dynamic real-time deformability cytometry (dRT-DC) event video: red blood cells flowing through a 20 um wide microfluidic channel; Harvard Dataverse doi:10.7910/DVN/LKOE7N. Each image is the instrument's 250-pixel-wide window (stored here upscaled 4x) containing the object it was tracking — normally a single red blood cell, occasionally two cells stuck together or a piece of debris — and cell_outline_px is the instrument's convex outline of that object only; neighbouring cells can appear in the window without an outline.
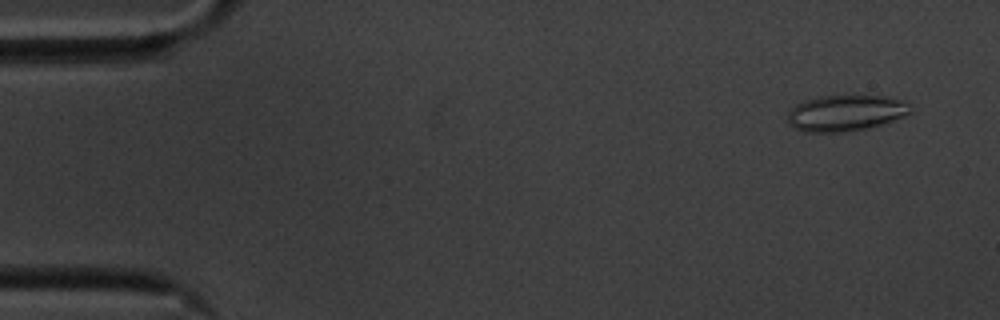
{"species": "common noctule bat (a hibernating species)", "species_latin": "Nyctalus noctula", "temperature_condition": "cold", "stored_images_in_passage": 56, "camera_frame_rate_fps": 3000, "um_per_image_px": 0.085, "animal": {"sex": "male", "body_mass_g": 20.1, "forearm_length_mm": 53.5}, "frame": {"image": 1, "passage_image": 3, "time_ms": 0.667, "image_size_px": [1000, 320], "cell_outline_px": [[912, 112], [904, 116], [868, 128], [848, 132], [804, 132], [788, 124], [788, 112], [796, 104], [804, 100], [820, 96], [884, 96], [904, 100], [908, 104]], "centroid_in_image_um": [71.86, 9.61], "position_along_channel_um": 13.1, "area_um2": 25.78}}
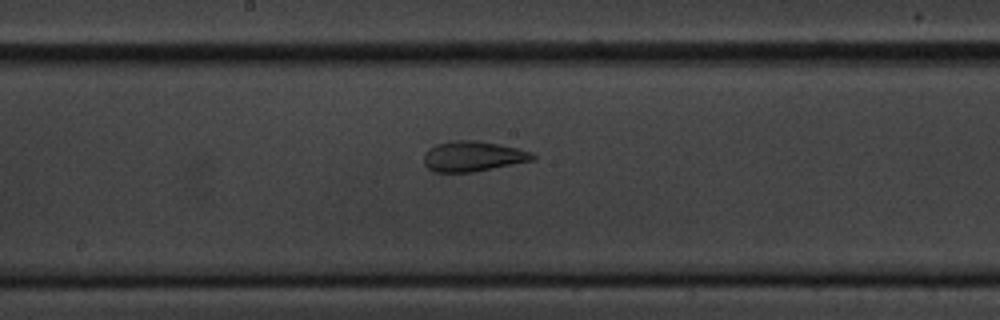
{"frame": {"image": 2, "passage_image": 29, "time_ms": 9.333, "image_size_px": [1000, 320], "cell_outline_px": [[536, 156], [532, 160], [472, 172], [432, 172], [424, 164], [424, 152], [428, 148], [436, 144], [456, 140], [480, 140], [500, 144], [532, 152]], "centroid_in_image_um": [40.15, 13.28], "position_along_channel_um": 208.1, "area_um2": 19.19}}
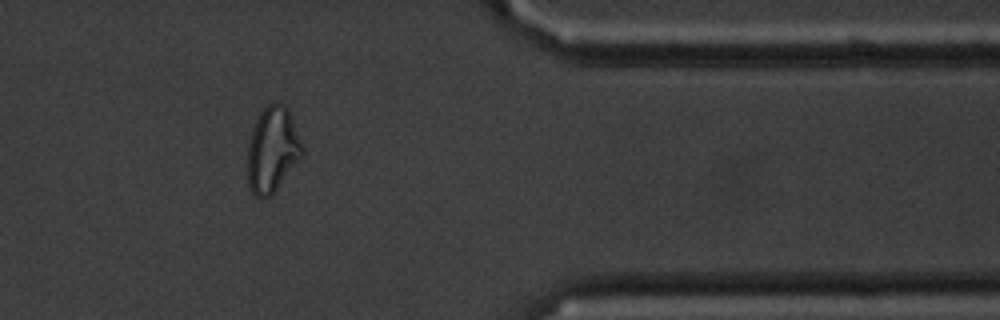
{"frame": {"image": 3, "passage_image": 46, "time_ms": 15.0, "image_size_px": [1000, 320], "cell_outline_px": [[304, 152], [272, 196], [260, 200], [252, 192], [248, 184], [248, 144], [252, 128], [260, 112], [272, 100], [276, 100], [288, 108], [304, 148]], "centroid_in_image_um": [23.15, 12.72], "position_along_channel_um": 388.3, "area_um2": 27.4}, "authors_computed_cell_mechanics": {"area_um2": 22.9755, "velocity_mm_per_s": 3.5228, "shape_relaxation_time_tau1_ms": null, "shape_relaxation_time_tau2_ms": 1.6872, "deformation_change_tau1": null, "deformation_change_tau2": 0.0914}}